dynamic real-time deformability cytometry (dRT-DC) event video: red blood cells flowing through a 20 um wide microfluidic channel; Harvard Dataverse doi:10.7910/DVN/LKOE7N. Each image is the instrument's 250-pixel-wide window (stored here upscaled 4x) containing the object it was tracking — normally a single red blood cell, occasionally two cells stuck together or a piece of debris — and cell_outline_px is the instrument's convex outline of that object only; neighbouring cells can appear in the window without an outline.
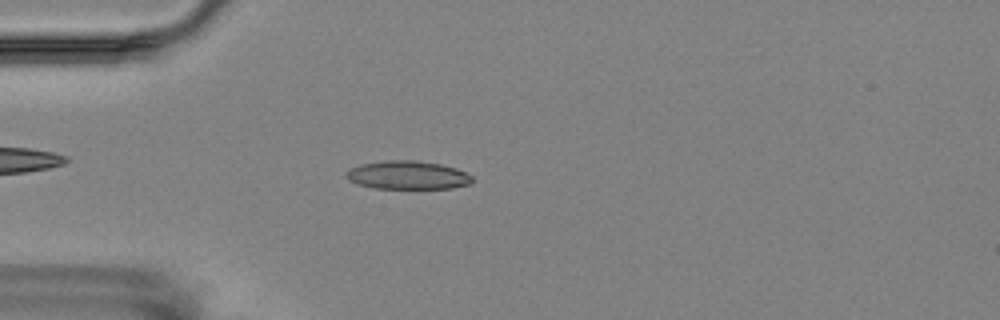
{"species": "Egyptian fruit bat (a non-hibernating species)", "species_latin": "Rousettus aegyptiacus", "temperature_condition": "room temperature", "stored_images_in_passage": 5, "camera_frame_rate_fps": 3000, "um_per_image_px": 0.085, "animal": {"sex": "female"}, "frame": {"image": 1, "passage_image": 4, "time_ms": 3.667, "image_size_px": [1000, 320], "cell_outline_px": [[472, 180], [468, 184], [452, 188], [372, 188], [356, 184], [348, 180], [344, 176], [344, 172], [360, 164], [384, 160], [416, 160], [440, 164], [456, 168], [472, 176]], "centroid_in_image_um": [34.58, 14.88], "position_along_channel_um": 50.4, "area_um2": 20.92}}